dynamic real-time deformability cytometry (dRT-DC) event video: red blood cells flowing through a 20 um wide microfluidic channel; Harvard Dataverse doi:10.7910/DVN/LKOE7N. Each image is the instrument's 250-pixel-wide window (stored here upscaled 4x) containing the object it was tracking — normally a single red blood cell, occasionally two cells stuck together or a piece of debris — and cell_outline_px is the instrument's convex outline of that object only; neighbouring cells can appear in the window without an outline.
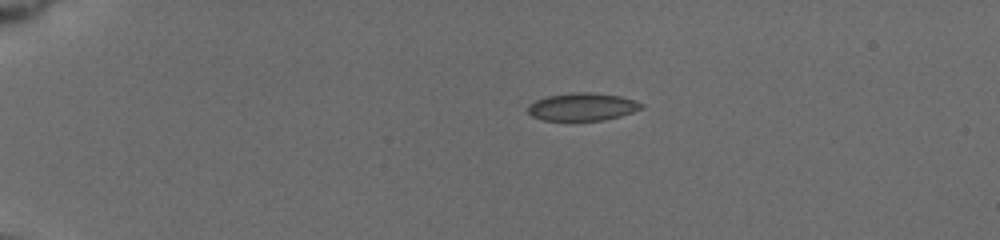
{"species": "common noctule bat (a hibernating species)", "species_latin": "Nyctalus noctula", "temperature_condition": "cold", "stored_images_in_passage": 13, "camera_frame_rate_fps": 3000, "um_per_image_px": 0.085, "animal": {"sex": "female", "body_mass_g": 19.5, "forearm_length_mm": 54.1}, "frame": {"image": 1, "passage_image": 1, "time_ms": 0.0, "image_size_px": [1000, 240], "cell_outline_px": [[644, 108], [620, 116], [604, 120], [544, 120], [532, 116], [528, 112], [528, 104], [536, 100], [548, 96], [572, 92], [588, 92], [620, 96], [644, 104]], "centroid_in_image_um": [49.5, 9.08], "position_along_channel_um": 35.5, "area_um2": 18.21}}
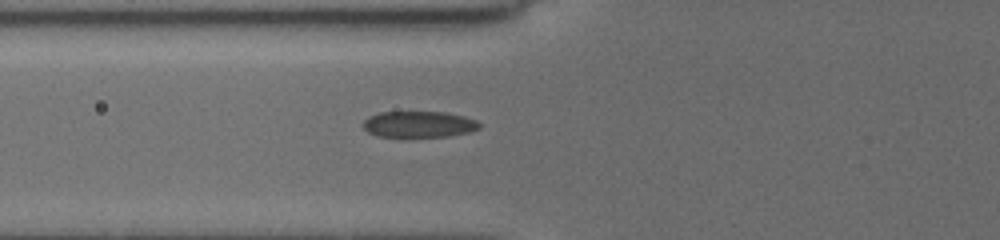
{"frame": {"image": 2, "passage_image": 10, "time_ms": 3.333, "image_size_px": [1000, 240], "cell_outline_px": [[480, 128], [468, 132], [448, 136], [380, 136], [368, 132], [364, 128], [364, 120], [368, 116], [380, 112], [444, 112], [464, 116], [476, 120], [480, 124]], "centroid_in_image_um": [35.61, 10.55], "position_along_channel_um": 90.2, "area_um2": 17.51}}
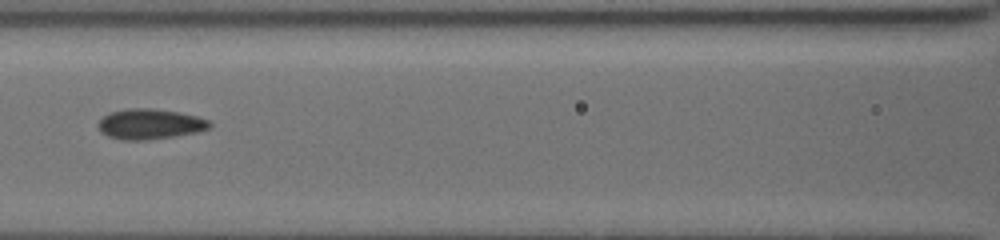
{"frame": {"image": 3, "passage_image": 12, "time_ms": 5.0, "image_size_px": [1000, 240], "cell_outline_px": [[212, 124], [208, 128], [196, 132], [172, 136], [144, 140], [124, 140], [108, 136], [100, 132], [96, 124], [104, 116], [112, 112], [128, 108], [148, 108], [176, 112], [196, 116], [208, 120]], "centroid_in_image_um": [12.69, 10.55], "position_along_channel_um": 153.9, "area_um2": 19.36}}